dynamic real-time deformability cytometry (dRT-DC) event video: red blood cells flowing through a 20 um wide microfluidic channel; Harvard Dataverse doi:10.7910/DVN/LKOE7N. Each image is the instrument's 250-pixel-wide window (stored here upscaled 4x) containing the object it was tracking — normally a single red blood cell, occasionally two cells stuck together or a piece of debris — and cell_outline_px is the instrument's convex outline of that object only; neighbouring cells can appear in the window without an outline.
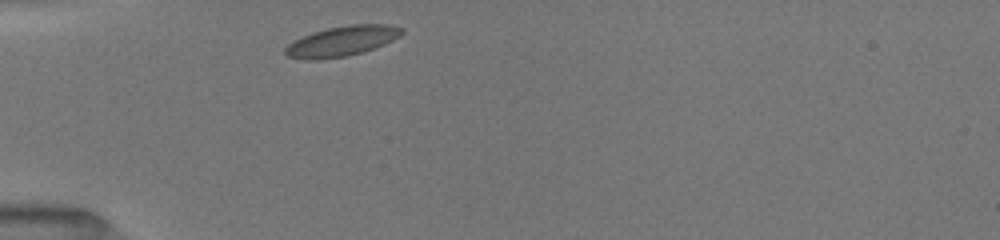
{"species": "common noctule bat (a hibernating species)", "species_latin": "Nyctalus noctula", "temperature_condition": "room temperature", "stored_images_in_passage": 6, "camera_frame_rate_fps": 3000, "um_per_image_px": 0.085, "animal": {"sex": "female", "body_mass_g": 19.5, "forearm_length_mm": 54.1}, "frame": {"image": 1, "passage_image": 1, "time_ms": 0.0, "image_size_px": [1000, 240], "cell_outline_px": [[404, 32], [400, 36], [384, 44], [364, 52], [348, 56], [308, 60], [288, 56], [284, 52], [284, 48], [292, 40], [312, 32], [328, 28], [348, 24], [388, 24], [404, 28]], "centroid_in_image_um": [29.07, 3.48], "position_along_channel_um": 55.9, "area_um2": 20.58}}
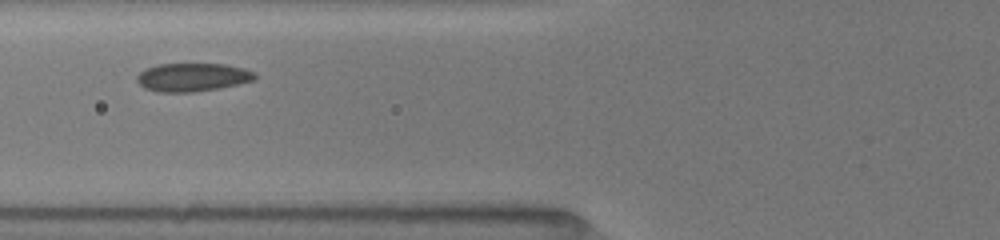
{"frame": {"image": 2, "passage_image": 4, "time_ms": 1.667, "image_size_px": [1000, 240], "cell_outline_px": [[256, 80], [220, 88], [192, 92], [156, 92], [144, 88], [136, 80], [136, 76], [140, 72], [156, 64], [224, 64], [244, 68], [252, 72], [256, 76]], "centroid_in_image_um": [16.35, 6.57], "position_along_channel_um": 109.5, "area_um2": 19.48}}